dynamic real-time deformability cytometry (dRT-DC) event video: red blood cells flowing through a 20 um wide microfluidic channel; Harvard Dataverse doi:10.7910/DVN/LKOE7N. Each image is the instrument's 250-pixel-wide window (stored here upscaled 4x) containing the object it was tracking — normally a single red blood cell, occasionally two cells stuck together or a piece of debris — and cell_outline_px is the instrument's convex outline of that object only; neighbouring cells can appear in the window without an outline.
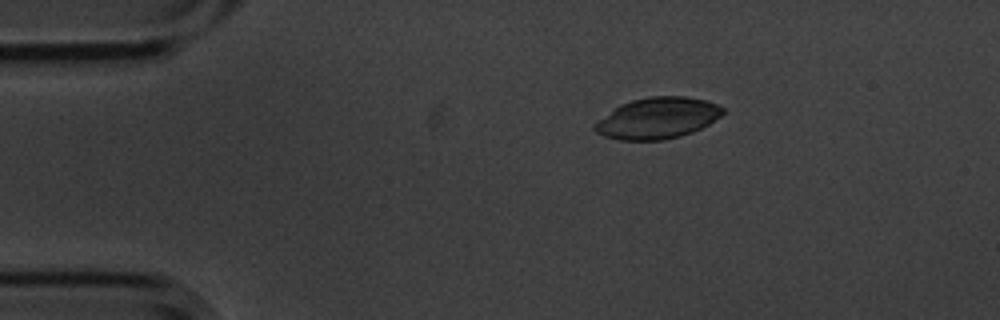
{"species": "common noctule bat (a hibernating species)", "species_latin": "Nyctalus noctula", "temperature_condition": "cold", "stored_images_in_passage": 4, "camera_frame_rate_fps": 3000, "um_per_image_px": 0.085, "animal": {"sex": "male", "body_mass_g": 20.1, "forearm_length_mm": 53.5}, "frame": {"image": 1, "passage_image": 1, "time_ms": 0.0, "image_size_px": [1000, 320], "cell_outline_px": [[724, 112], [720, 116], [708, 124], [692, 132], [680, 136], [664, 140], [620, 140], [604, 136], [596, 132], [592, 128], [592, 124], [620, 104], [632, 100], [648, 96], [684, 96], [704, 100], [716, 104], [724, 108]], "centroid_in_image_um": [55.85, 10.04], "position_along_channel_um": 29.1, "area_um2": 30.69}}